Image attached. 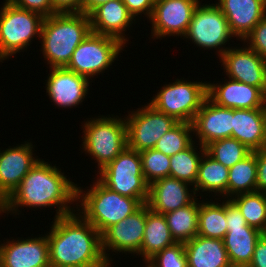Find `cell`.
Here are the masks:
<instances>
[{
  "instance_id": "obj_1",
  "label": "cell",
  "mask_w": 266,
  "mask_h": 267,
  "mask_svg": "<svg viewBox=\"0 0 266 267\" xmlns=\"http://www.w3.org/2000/svg\"><path fill=\"white\" fill-rule=\"evenodd\" d=\"M61 171L56 164L52 166L49 162L39 159L21 180L19 186L0 205V215L2 213L19 215L21 214L19 209L24 207L29 209L55 207L54 218L76 212L74 205L77 198V184ZM70 205H73V208Z\"/></svg>"
},
{
  "instance_id": "obj_2",
  "label": "cell",
  "mask_w": 266,
  "mask_h": 267,
  "mask_svg": "<svg viewBox=\"0 0 266 267\" xmlns=\"http://www.w3.org/2000/svg\"><path fill=\"white\" fill-rule=\"evenodd\" d=\"M46 233L51 267H106L100 232L77 211L54 218Z\"/></svg>"
},
{
  "instance_id": "obj_3",
  "label": "cell",
  "mask_w": 266,
  "mask_h": 267,
  "mask_svg": "<svg viewBox=\"0 0 266 267\" xmlns=\"http://www.w3.org/2000/svg\"><path fill=\"white\" fill-rule=\"evenodd\" d=\"M91 32L89 15L81 12L45 17L39 42L47 68L66 67L74 50Z\"/></svg>"
},
{
  "instance_id": "obj_4",
  "label": "cell",
  "mask_w": 266,
  "mask_h": 267,
  "mask_svg": "<svg viewBox=\"0 0 266 267\" xmlns=\"http://www.w3.org/2000/svg\"><path fill=\"white\" fill-rule=\"evenodd\" d=\"M86 191L77 185L76 211L102 234L137 211L136 198L122 196L106 187L97 177ZM81 205V206H80Z\"/></svg>"
},
{
  "instance_id": "obj_5",
  "label": "cell",
  "mask_w": 266,
  "mask_h": 267,
  "mask_svg": "<svg viewBox=\"0 0 266 267\" xmlns=\"http://www.w3.org/2000/svg\"><path fill=\"white\" fill-rule=\"evenodd\" d=\"M84 122L81 149L98 164V173L127 148L126 121L121 116L108 114Z\"/></svg>"
},
{
  "instance_id": "obj_6",
  "label": "cell",
  "mask_w": 266,
  "mask_h": 267,
  "mask_svg": "<svg viewBox=\"0 0 266 267\" xmlns=\"http://www.w3.org/2000/svg\"><path fill=\"white\" fill-rule=\"evenodd\" d=\"M44 18L4 0L0 8V62L27 50L34 38L40 39Z\"/></svg>"
},
{
  "instance_id": "obj_7",
  "label": "cell",
  "mask_w": 266,
  "mask_h": 267,
  "mask_svg": "<svg viewBox=\"0 0 266 267\" xmlns=\"http://www.w3.org/2000/svg\"><path fill=\"white\" fill-rule=\"evenodd\" d=\"M176 79L163 85L149 104L178 122L192 123L207 96V81Z\"/></svg>"
},
{
  "instance_id": "obj_8",
  "label": "cell",
  "mask_w": 266,
  "mask_h": 267,
  "mask_svg": "<svg viewBox=\"0 0 266 267\" xmlns=\"http://www.w3.org/2000/svg\"><path fill=\"white\" fill-rule=\"evenodd\" d=\"M96 176L112 191L122 196L136 198L142 205L147 203L149 184L144 179L141 157L138 151L128 147L125 148Z\"/></svg>"
},
{
  "instance_id": "obj_9",
  "label": "cell",
  "mask_w": 266,
  "mask_h": 267,
  "mask_svg": "<svg viewBox=\"0 0 266 267\" xmlns=\"http://www.w3.org/2000/svg\"><path fill=\"white\" fill-rule=\"evenodd\" d=\"M201 4L200 2L197 5L187 32L182 39L192 41L194 46L196 44L204 51L216 50L215 53L220 58L230 48L229 41L234 36L230 31L225 15L216 4Z\"/></svg>"
},
{
  "instance_id": "obj_10",
  "label": "cell",
  "mask_w": 266,
  "mask_h": 267,
  "mask_svg": "<svg viewBox=\"0 0 266 267\" xmlns=\"http://www.w3.org/2000/svg\"><path fill=\"white\" fill-rule=\"evenodd\" d=\"M125 46L114 37L91 32L74 50L66 68L92 80L111 68Z\"/></svg>"
},
{
  "instance_id": "obj_11",
  "label": "cell",
  "mask_w": 266,
  "mask_h": 267,
  "mask_svg": "<svg viewBox=\"0 0 266 267\" xmlns=\"http://www.w3.org/2000/svg\"><path fill=\"white\" fill-rule=\"evenodd\" d=\"M144 105L142 108L127 111L128 116H124L127 147L138 152L154 148L158 140L178 123L176 119L158 111L149 103Z\"/></svg>"
},
{
  "instance_id": "obj_12",
  "label": "cell",
  "mask_w": 266,
  "mask_h": 267,
  "mask_svg": "<svg viewBox=\"0 0 266 267\" xmlns=\"http://www.w3.org/2000/svg\"><path fill=\"white\" fill-rule=\"evenodd\" d=\"M145 224L146 204H143L132 215L108 227L101 234V247L106 261L108 263L113 262L110 250L115 254L118 252L126 255L130 253L139 257Z\"/></svg>"
},
{
  "instance_id": "obj_13",
  "label": "cell",
  "mask_w": 266,
  "mask_h": 267,
  "mask_svg": "<svg viewBox=\"0 0 266 267\" xmlns=\"http://www.w3.org/2000/svg\"><path fill=\"white\" fill-rule=\"evenodd\" d=\"M200 0H157L151 17V35L154 39L184 37Z\"/></svg>"
},
{
  "instance_id": "obj_14",
  "label": "cell",
  "mask_w": 266,
  "mask_h": 267,
  "mask_svg": "<svg viewBox=\"0 0 266 267\" xmlns=\"http://www.w3.org/2000/svg\"><path fill=\"white\" fill-rule=\"evenodd\" d=\"M242 47L231 46L219 58L221 67L227 78L240 81L247 85L266 88V60L249 48L246 43Z\"/></svg>"
},
{
  "instance_id": "obj_15",
  "label": "cell",
  "mask_w": 266,
  "mask_h": 267,
  "mask_svg": "<svg viewBox=\"0 0 266 267\" xmlns=\"http://www.w3.org/2000/svg\"><path fill=\"white\" fill-rule=\"evenodd\" d=\"M5 150L0 149V205L19 186L24 176L39 161L34 152L35 145L30 141Z\"/></svg>"
},
{
  "instance_id": "obj_16",
  "label": "cell",
  "mask_w": 266,
  "mask_h": 267,
  "mask_svg": "<svg viewBox=\"0 0 266 267\" xmlns=\"http://www.w3.org/2000/svg\"><path fill=\"white\" fill-rule=\"evenodd\" d=\"M46 82V94L56 107L70 109L81 105L89 94L90 79L79 75L66 67L49 68Z\"/></svg>"
},
{
  "instance_id": "obj_17",
  "label": "cell",
  "mask_w": 266,
  "mask_h": 267,
  "mask_svg": "<svg viewBox=\"0 0 266 267\" xmlns=\"http://www.w3.org/2000/svg\"><path fill=\"white\" fill-rule=\"evenodd\" d=\"M0 267H51L47 235L1 242Z\"/></svg>"
},
{
  "instance_id": "obj_18",
  "label": "cell",
  "mask_w": 266,
  "mask_h": 267,
  "mask_svg": "<svg viewBox=\"0 0 266 267\" xmlns=\"http://www.w3.org/2000/svg\"><path fill=\"white\" fill-rule=\"evenodd\" d=\"M193 135L203 147L213 141L230 138L233 131V109L216 105L208 97L192 122Z\"/></svg>"
},
{
  "instance_id": "obj_19",
  "label": "cell",
  "mask_w": 266,
  "mask_h": 267,
  "mask_svg": "<svg viewBox=\"0 0 266 267\" xmlns=\"http://www.w3.org/2000/svg\"><path fill=\"white\" fill-rule=\"evenodd\" d=\"M207 96L216 105L231 109H256L264 107V92L255 86L233 79L207 83Z\"/></svg>"
},
{
  "instance_id": "obj_20",
  "label": "cell",
  "mask_w": 266,
  "mask_h": 267,
  "mask_svg": "<svg viewBox=\"0 0 266 267\" xmlns=\"http://www.w3.org/2000/svg\"><path fill=\"white\" fill-rule=\"evenodd\" d=\"M196 197L192 185L176 178L165 177L149 185V197L146 204L152 211L166 214L191 204Z\"/></svg>"
},
{
  "instance_id": "obj_21",
  "label": "cell",
  "mask_w": 266,
  "mask_h": 267,
  "mask_svg": "<svg viewBox=\"0 0 266 267\" xmlns=\"http://www.w3.org/2000/svg\"><path fill=\"white\" fill-rule=\"evenodd\" d=\"M215 4L225 15L234 38L242 42L266 16V0H218Z\"/></svg>"
},
{
  "instance_id": "obj_22",
  "label": "cell",
  "mask_w": 266,
  "mask_h": 267,
  "mask_svg": "<svg viewBox=\"0 0 266 267\" xmlns=\"http://www.w3.org/2000/svg\"><path fill=\"white\" fill-rule=\"evenodd\" d=\"M89 19L93 33L114 37L124 45L129 41L125 32L130 26L133 27V23L136 24L121 0L108 1L98 6L89 14Z\"/></svg>"
},
{
  "instance_id": "obj_23",
  "label": "cell",
  "mask_w": 266,
  "mask_h": 267,
  "mask_svg": "<svg viewBox=\"0 0 266 267\" xmlns=\"http://www.w3.org/2000/svg\"><path fill=\"white\" fill-rule=\"evenodd\" d=\"M231 138L252 152L266 148V109H233Z\"/></svg>"
},
{
  "instance_id": "obj_24",
  "label": "cell",
  "mask_w": 266,
  "mask_h": 267,
  "mask_svg": "<svg viewBox=\"0 0 266 267\" xmlns=\"http://www.w3.org/2000/svg\"><path fill=\"white\" fill-rule=\"evenodd\" d=\"M188 267H229L227 251L221 239L197 235L184 243Z\"/></svg>"
},
{
  "instance_id": "obj_25",
  "label": "cell",
  "mask_w": 266,
  "mask_h": 267,
  "mask_svg": "<svg viewBox=\"0 0 266 267\" xmlns=\"http://www.w3.org/2000/svg\"><path fill=\"white\" fill-rule=\"evenodd\" d=\"M164 214L152 211L146 204V224L139 256L146 263L157 252L175 244Z\"/></svg>"
},
{
  "instance_id": "obj_26",
  "label": "cell",
  "mask_w": 266,
  "mask_h": 267,
  "mask_svg": "<svg viewBox=\"0 0 266 267\" xmlns=\"http://www.w3.org/2000/svg\"><path fill=\"white\" fill-rule=\"evenodd\" d=\"M263 232L246 225L245 227H227L223 238L231 265L248 266L253 258L257 240Z\"/></svg>"
},
{
  "instance_id": "obj_27",
  "label": "cell",
  "mask_w": 266,
  "mask_h": 267,
  "mask_svg": "<svg viewBox=\"0 0 266 267\" xmlns=\"http://www.w3.org/2000/svg\"><path fill=\"white\" fill-rule=\"evenodd\" d=\"M229 168L223 166L212 158L206 151L200 160L197 179L195 181V193L203 199V192L214 194L223 199H227V183ZM199 191V195H198ZM200 192H202L200 194Z\"/></svg>"
},
{
  "instance_id": "obj_28",
  "label": "cell",
  "mask_w": 266,
  "mask_h": 267,
  "mask_svg": "<svg viewBox=\"0 0 266 267\" xmlns=\"http://www.w3.org/2000/svg\"><path fill=\"white\" fill-rule=\"evenodd\" d=\"M215 200L208 198L201 200L198 211L197 235L223 240L228 225L226 222V199L223 200L218 197Z\"/></svg>"
},
{
  "instance_id": "obj_29",
  "label": "cell",
  "mask_w": 266,
  "mask_h": 267,
  "mask_svg": "<svg viewBox=\"0 0 266 267\" xmlns=\"http://www.w3.org/2000/svg\"><path fill=\"white\" fill-rule=\"evenodd\" d=\"M196 198L191 204L164 214L169 230L176 242L185 243L197 236L198 211L201 200Z\"/></svg>"
},
{
  "instance_id": "obj_30",
  "label": "cell",
  "mask_w": 266,
  "mask_h": 267,
  "mask_svg": "<svg viewBox=\"0 0 266 267\" xmlns=\"http://www.w3.org/2000/svg\"><path fill=\"white\" fill-rule=\"evenodd\" d=\"M257 191L256 151L229 168L227 199L241 194Z\"/></svg>"
},
{
  "instance_id": "obj_31",
  "label": "cell",
  "mask_w": 266,
  "mask_h": 267,
  "mask_svg": "<svg viewBox=\"0 0 266 267\" xmlns=\"http://www.w3.org/2000/svg\"><path fill=\"white\" fill-rule=\"evenodd\" d=\"M205 151V147L197 144L196 139H194V142L188 148L170 157L169 177L184 181L194 188L199 163Z\"/></svg>"
},
{
  "instance_id": "obj_32",
  "label": "cell",
  "mask_w": 266,
  "mask_h": 267,
  "mask_svg": "<svg viewBox=\"0 0 266 267\" xmlns=\"http://www.w3.org/2000/svg\"><path fill=\"white\" fill-rule=\"evenodd\" d=\"M244 216L247 225L266 233L265 193H241L230 198Z\"/></svg>"
},
{
  "instance_id": "obj_33",
  "label": "cell",
  "mask_w": 266,
  "mask_h": 267,
  "mask_svg": "<svg viewBox=\"0 0 266 267\" xmlns=\"http://www.w3.org/2000/svg\"><path fill=\"white\" fill-rule=\"evenodd\" d=\"M205 149L212 158L227 168H231L252 152L241 142L231 137L213 141Z\"/></svg>"
},
{
  "instance_id": "obj_34",
  "label": "cell",
  "mask_w": 266,
  "mask_h": 267,
  "mask_svg": "<svg viewBox=\"0 0 266 267\" xmlns=\"http://www.w3.org/2000/svg\"><path fill=\"white\" fill-rule=\"evenodd\" d=\"M192 123L178 122L174 128L166 132L156 143L154 149L171 157L188 148L193 142Z\"/></svg>"
},
{
  "instance_id": "obj_35",
  "label": "cell",
  "mask_w": 266,
  "mask_h": 267,
  "mask_svg": "<svg viewBox=\"0 0 266 267\" xmlns=\"http://www.w3.org/2000/svg\"><path fill=\"white\" fill-rule=\"evenodd\" d=\"M142 164V173L145 181L150 185L160 178L169 177L170 157L152 148L139 152Z\"/></svg>"
},
{
  "instance_id": "obj_36",
  "label": "cell",
  "mask_w": 266,
  "mask_h": 267,
  "mask_svg": "<svg viewBox=\"0 0 266 267\" xmlns=\"http://www.w3.org/2000/svg\"><path fill=\"white\" fill-rule=\"evenodd\" d=\"M143 265L145 267H188L185 246L182 242L157 252Z\"/></svg>"
},
{
  "instance_id": "obj_37",
  "label": "cell",
  "mask_w": 266,
  "mask_h": 267,
  "mask_svg": "<svg viewBox=\"0 0 266 267\" xmlns=\"http://www.w3.org/2000/svg\"><path fill=\"white\" fill-rule=\"evenodd\" d=\"M243 43L266 60V16L254 27Z\"/></svg>"
},
{
  "instance_id": "obj_38",
  "label": "cell",
  "mask_w": 266,
  "mask_h": 267,
  "mask_svg": "<svg viewBox=\"0 0 266 267\" xmlns=\"http://www.w3.org/2000/svg\"><path fill=\"white\" fill-rule=\"evenodd\" d=\"M9 1L19 8L37 12L43 15L44 17L56 14V12L53 10L51 0H9Z\"/></svg>"
},
{
  "instance_id": "obj_39",
  "label": "cell",
  "mask_w": 266,
  "mask_h": 267,
  "mask_svg": "<svg viewBox=\"0 0 266 267\" xmlns=\"http://www.w3.org/2000/svg\"><path fill=\"white\" fill-rule=\"evenodd\" d=\"M128 8L129 13L137 20L136 16L142 17V14L149 20L151 17L155 0H121ZM140 15V16H138Z\"/></svg>"
},
{
  "instance_id": "obj_40",
  "label": "cell",
  "mask_w": 266,
  "mask_h": 267,
  "mask_svg": "<svg viewBox=\"0 0 266 267\" xmlns=\"http://www.w3.org/2000/svg\"><path fill=\"white\" fill-rule=\"evenodd\" d=\"M226 222L228 223L227 227H245L247 225L244 216L230 199H226Z\"/></svg>"
},
{
  "instance_id": "obj_41",
  "label": "cell",
  "mask_w": 266,
  "mask_h": 267,
  "mask_svg": "<svg viewBox=\"0 0 266 267\" xmlns=\"http://www.w3.org/2000/svg\"><path fill=\"white\" fill-rule=\"evenodd\" d=\"M257 191L266 193V148L256 151Z\"/></svg>"
},
{
  "instance_id": "obj_42",
  "label": "cell",
  "mask_w": 266,
  "mask_h": 267,
  "mask_svg": "<svg viewBox=\"0 0 266 267\" xmlns=\"http://www.w3.org/2000/svg\"><path fill=\"white\" fill-rule=\"evenodd\" d=\"M248 267H266V233L257 240L253 258Z\"/></svg>"
},
{
  "instance_id": "obj_43",
  "label": "cell",
  "mask_w": 266,
  "mask_h": 267,
  "mask_svg": "<svg viewBox=\"0 0 266 267\" xmlns=\"http://www.w3.org/2000/svg\"><path fill=\"white\" fill-rule=\"evenodd\" d=\"M56 13H82V0H51Z\"/></svg>"
},
{
  "instance_id": "obj_44",
  "label": "cell",
  "mask_w": 266,
  "mask_h": 267,
  "mask_svg": "<svg viewBox=\"0 0 266 267\" xmlns=\"http://www.w3.org/2000/svg\"><path fill=\"white\" fill-rule=\"evenodd\" d=\"M113 0H82V13L89 15L98 6Z\"/></svg>"
},
{
  "instance_id": "obj_45",
  "label": "cell",
  "mask_w": 266,
  "mask_h": 267,
  "mask_svg": "<svg viewBox=\"0 0 266 267\" xmlns=\"http://www.w3.org/2000/svg\"><path fill=\"white\" fill-rule=\"evenodd\" d=\"M264 107L266 109V88H265V91H264Z\"/></svg>"
},
{
  "instance_id": "obj_46",
  "label": "cell",
  "mask_w": 266,
  "mask_h": 267,
  "mask_svg": "<svg viewBox=\"0 0 266 267\" xmlns=\"http://www.w3.org/2000/svg\"><path fill=\"white\" fill-rule=\"evenodd\" d=\"M229 267H248V266H241V265H230Z\"/></svg>"
},
{
  "instance_id": "obj_47",
  "label": "cell",
  "mask_w": 266,
  "mask_h": 267,
  "mask_svg": "<svg viewBox=\"0 0 266 267\" xmlns=\"http://www.w3.org/2000/svg\"><path fill=\"white\" fill-rule=\"evenodd\" d=\"M61 267H82V266H73V265H68V266H61Z\"/></svg>"
},
{
  "instance_id": "obj_48",
  "label": "cell",
  "mask_w": 266,
  "mask_h": 267,
  "mask_svg": "<svg viewBox=\"0 0 266 267\" xmlns=\"http://www.w3.org/2000/svg\"><path fill=\"white\" fill-rule=\"evenodd\" d=\"M111 265H112V263H108V264L106 265V267H111ZM141 267H143V266H141Z\"/></svg>"
}]
</instances>
